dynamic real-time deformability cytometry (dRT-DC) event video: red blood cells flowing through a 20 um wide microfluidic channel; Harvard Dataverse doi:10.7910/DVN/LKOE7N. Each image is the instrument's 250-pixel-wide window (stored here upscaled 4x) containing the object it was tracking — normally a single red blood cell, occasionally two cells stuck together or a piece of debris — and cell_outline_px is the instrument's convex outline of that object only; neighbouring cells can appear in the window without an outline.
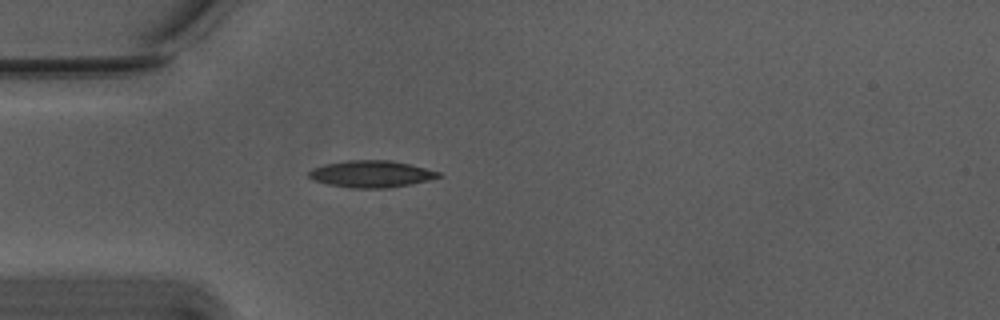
{"species": "Egyptian fruit bat (a non-hibernating species)", "species_latin": "Rousettus aegyptiacus", "temperature_condition": "warm", "stored_images_in_passage": 40, "camera_frame_rate_fps": 3000, "um_per_image_px": 0.085, "animal": {"sex": "male"}, "frame": {"image": 1, "passage_image": 1, "time_ms": 0.0, "image_size_px": [1000, 320], "cell_outline_px": [[440, 176], [428, 180], [388, 188], [352, 188], [328, 184], [316, 180], [308, 176], [308, 172], [312, 168], [324, 164], [348, 160], [388, 160], [408, 164], [440, 172]], "centroid_in_image_um": [31.51, 14.78], "position_along_channel_um": 53.5, "area_um2": 19.94}}
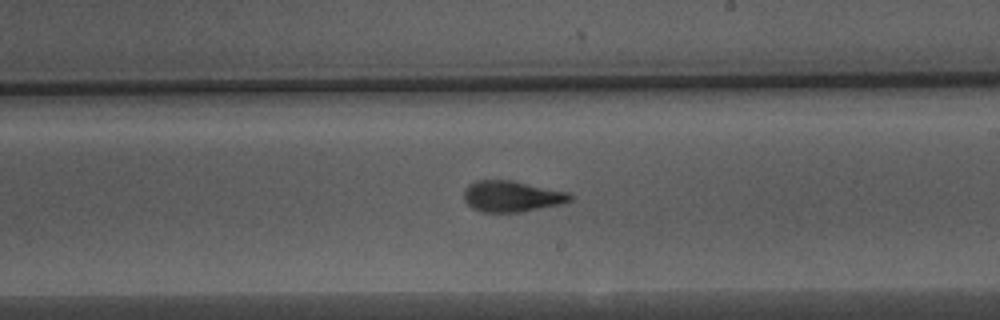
{"frame": {"image": 2, "passage_image": 17, "time_ms": 5.333, "image_size_px": [1000, 320], "cell_outline_px": [[572, 200], [560, 204], [520, 212], [484, 212], [472, 208], [464, 200], [464, 188], [468, 184], [476, 180], [512, 180], [568, 192], [572, 196]], "centroid_in_image_um": [43.47, 16.68], "position_along_channel_um": 245.5, "area_um2": 19.19}}
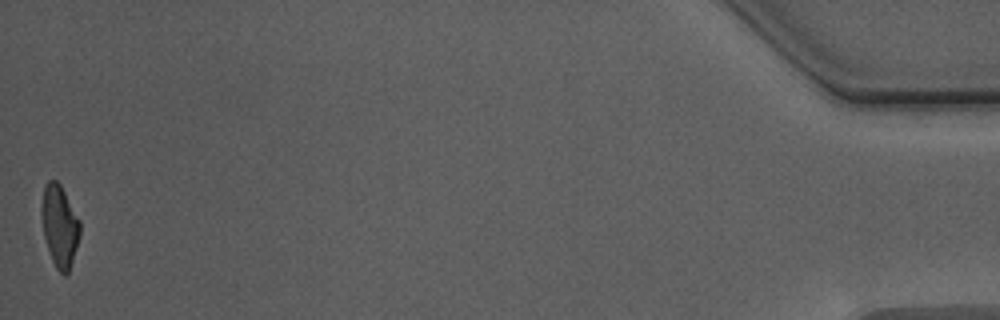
{"frame": {"image": 3, "passage_image": 40, "time_ms": 13.0, "image_size_px": [1000, 320], "cell_outline_px": [[80, 236], [68, 272], [64, 276], [56, 268], [52, 260], [44, 236], [40, 212], [40, 208], [44, 188], [48, 180], [56, 180], [60, 184], [80, 220]], "centroid_in_image_um": [5.06, 19.18], "position_along_channel_um": 430.1, "area_um2": 18.21}, "authors_computed_cell_mechanics": {"area_um2": 19.1607, "velocity_mm_per_s": 3.7462, "shape_relaxation_time_tau1_ms": 4.2445, "shape_relaxation_time_tau2_ms": 1.5951, "deformation_change_tau1": 0.1874, "deformation_change_tau2": 0.0981}}